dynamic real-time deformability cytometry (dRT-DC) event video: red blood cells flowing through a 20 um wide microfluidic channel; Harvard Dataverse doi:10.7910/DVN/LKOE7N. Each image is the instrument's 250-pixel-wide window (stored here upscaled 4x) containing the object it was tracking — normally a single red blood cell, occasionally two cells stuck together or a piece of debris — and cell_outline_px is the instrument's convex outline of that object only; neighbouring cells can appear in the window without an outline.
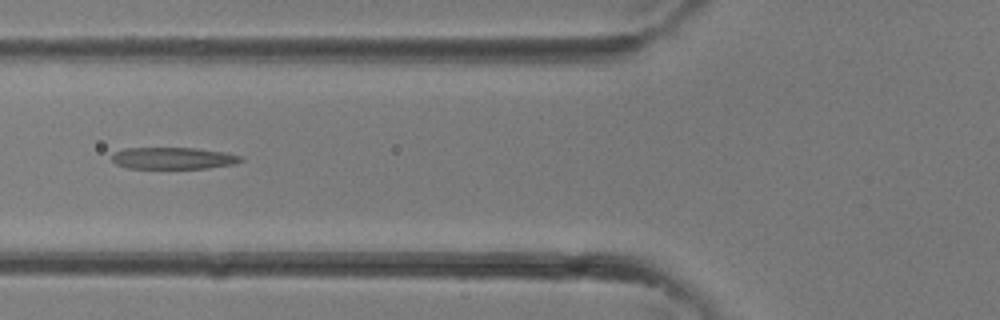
{"species": "common noctule bat (a hibernating species)", "species_latin": "Nyctalus noctula", "temperature_condition": "room temperature", "stored_images_in_passage": 31, "camera_frame_rate_fps": 3000, "um_per_image_px": 0.085, "animal": {"sex": "female"}, "frame": {"image": 1, "passage_image": 9, "time_ms": 2.667, "image_size_px": [1000, 320], "cell_outline_px": [[244, 160], [232, 164], [208, 168], [128, 168], [116, 164], [112, 160], [112, 156], [116, 152], [124, 148], [196, 148], [224, 152], [240, 156]], "centroid_in_image_um": [14.71, 13.44], "position_along_channel_um": 111.1, "area_um2": 16.18}}
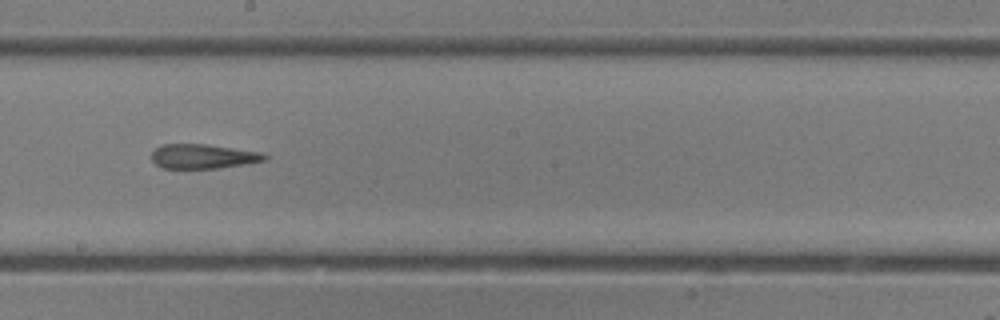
{"frame": {"image": 2, "passage_image": 15, "time_ms": 4.667, "image_size_px": [1000, 320], "cell_outline_px": [[268, 160], [244, 164], [216, 168], [160, 168], [152, 160], [152, 152], [160, 144], [208, 144], [260, 152], [268, 156]], "centroid_in_image_um": [17.25, 13.28], "position_along_channel_um": 231.0, "area_um2": 16.13}}
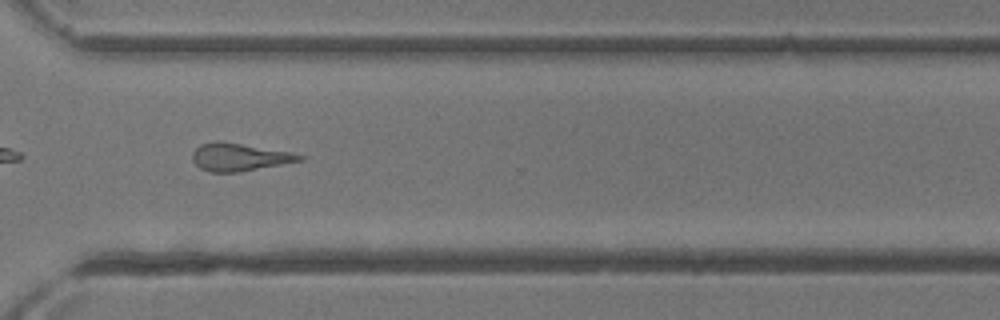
{"frame": {"image": 3, "passage_image": 21, "time_ms": 6.667, "image_size_px": [1000, 320], "cell_outline_px": [[304, 160], [236, 172], [208, 172], [200, 168], [192, 160], [192, 152], [200, 144], [216, 140], [220, 140], [292, 152], [304, 156]], "centroid_in_image_um": [20.31, 13.33], "position_along_channel_um": 350.3, "area_um2": 17.34}}